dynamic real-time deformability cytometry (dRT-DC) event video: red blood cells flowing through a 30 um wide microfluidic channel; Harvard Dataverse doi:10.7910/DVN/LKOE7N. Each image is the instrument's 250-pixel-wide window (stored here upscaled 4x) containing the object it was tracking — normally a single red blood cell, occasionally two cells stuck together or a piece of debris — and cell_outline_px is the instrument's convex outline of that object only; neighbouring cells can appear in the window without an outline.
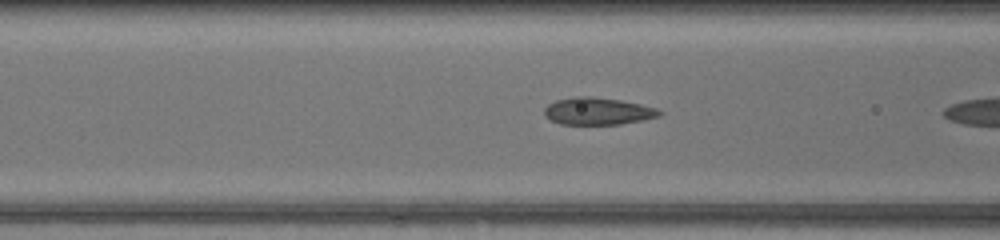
{"species": "common noctule bat (a hibernating species)", "species_latin": "Nyctalus noctula", "temperature_condition": "warm", "stored_images_in_passage": 5, "camera_frame_rate_fps": 3000, "um_per_image_px": 0.085, "animal": {"sex": "female", "body_mass_g": 17.0, "forearm_length_mm": 48.0}, "frame": {"image": 1, "passage_image": 4, "time_ms": 1.0, "image_size_px": [1000, 240], "cell_outline_px": [[664, 112], [660, 116], [620, 124], [560, 124], [552, 120], [544, 112], [544, 108], [548, 104], [556, 100], [576, 96], [588, 96], [620, 100], [640, 104], [656, 108]], "centroid_in_image_um": [50.82, 9.44], "position_along_channel_um": 115.8, "area_um2": 18.03}}